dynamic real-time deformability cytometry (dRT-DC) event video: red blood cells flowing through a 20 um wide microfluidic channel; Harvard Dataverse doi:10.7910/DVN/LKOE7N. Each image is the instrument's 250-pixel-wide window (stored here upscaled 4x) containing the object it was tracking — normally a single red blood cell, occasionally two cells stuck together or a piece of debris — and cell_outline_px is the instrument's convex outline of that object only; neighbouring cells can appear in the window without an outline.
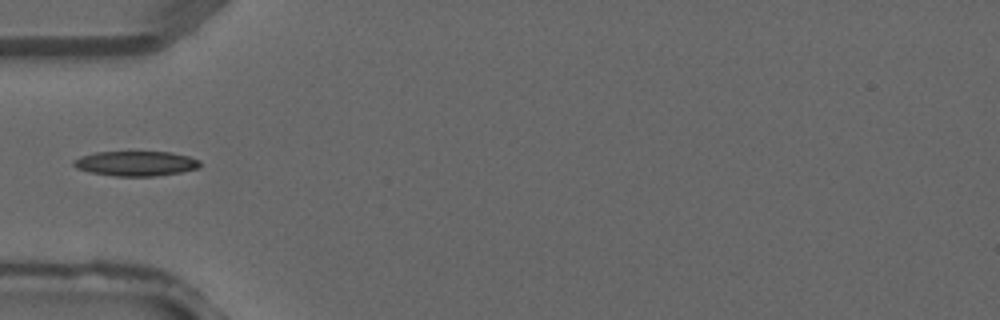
{"species": "common noctule bat (a hibernating species)", "species_latin": "Nyctalus noctula", "temperature_condition": "warm", "stored_images_in_passage": 1, "camera_frame_rate_fps": 3000, "um_per_image_px": 0.085, "animal": {"sex": "male", "forearm_length_mm": 52.5}, "frame": {"image": 1, "passage_image": 1, "time_ms": 0.0, "image_size_px": [1000, 320], "cell_outline_px": [[200, 168], [180, 172], [156, 176], [116, 176], [88, 172], [76, 168], [72, 164], [72, 160], [80, 156], [96, 152], [172, 152], [188, 156], [200, 160]], "centroid_in_image_um": [11.53, 13.9], "position_along_channel_um": 73.5, "area_um2": 18.44}}